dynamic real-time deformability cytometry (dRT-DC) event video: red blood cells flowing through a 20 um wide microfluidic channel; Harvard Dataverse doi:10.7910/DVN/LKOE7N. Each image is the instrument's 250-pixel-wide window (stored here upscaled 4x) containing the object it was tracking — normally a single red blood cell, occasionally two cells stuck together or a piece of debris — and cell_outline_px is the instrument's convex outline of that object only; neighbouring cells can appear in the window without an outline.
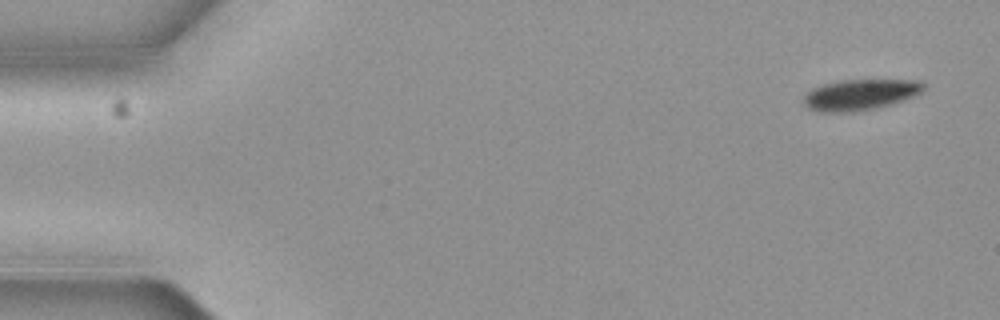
{"species": "common noctule bat (a hibernating species)", "species_latin": "Nyctalus noctula", "temperature_condition": "cold", "stored_images_in_passage": 5, "segment_of_instrument_passage": [1, 2], "camera_frame_rate_fps": 3000, "um_per_image_px": 0.085, "animal": {"sex": "female", "body_mass_g": 19.3, "forearm_length_mm": 54.1}, "frame": {"image": 1, "passage_image": 1, "time_ms": 0.0, "image_size_px": [1000, 320], "cell_outline_px": [[924, 92], [904, 100], [892, 104], [876, 108], [852, 112], [820, 112], [808, 108], [804, 104], [804, 96], [812, 88], [824, 84], [840, 80], [920, 80], [924, 84]], "centroid_in_image_um": [73.14, 8.05], "position_along_channel_um": 11.9, "area_um2": 21.68}}